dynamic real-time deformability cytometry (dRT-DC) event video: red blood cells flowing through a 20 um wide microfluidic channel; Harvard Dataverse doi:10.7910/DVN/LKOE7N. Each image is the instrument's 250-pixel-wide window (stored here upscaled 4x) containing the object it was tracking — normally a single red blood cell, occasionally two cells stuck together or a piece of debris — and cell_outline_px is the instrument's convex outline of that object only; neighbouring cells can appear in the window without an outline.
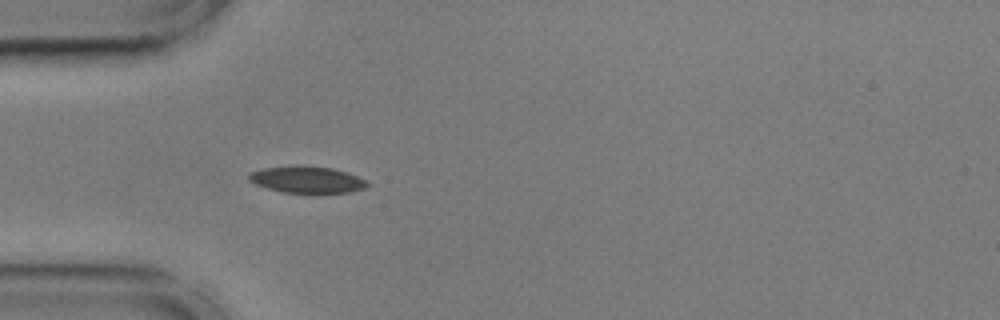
{"species": "common noctule bat (a hibernating species)", "species_latin": "Nyctalus noctula", "temperature_condition": "cold", "stored_images_in_passage": 40, "camera_frame_rate_fps": 3000, "um_per_image_px": 0.085, "animal": {"sex": "male", "body_mass_g": 17.9, "forearm_length_mm": 54.2}, "frame": {"image": 1, "passage_image": 1, "time_ms": 0.0, "image_size_px": [1000, 320], "cell_outline_px": [[368, 184], [364, 188], [348, 192], [320, 196], [312, 196], [284, 192], [268, 188], [256, 184], [248, 180], [248, 172], [260, 168], [296, 164], [332, 168], [356, 176], [364, 180]], "centroid_in_image_um": [26.04, 15.3], "position_along_channel_um": 59.0, "area_um2": 19.31}}
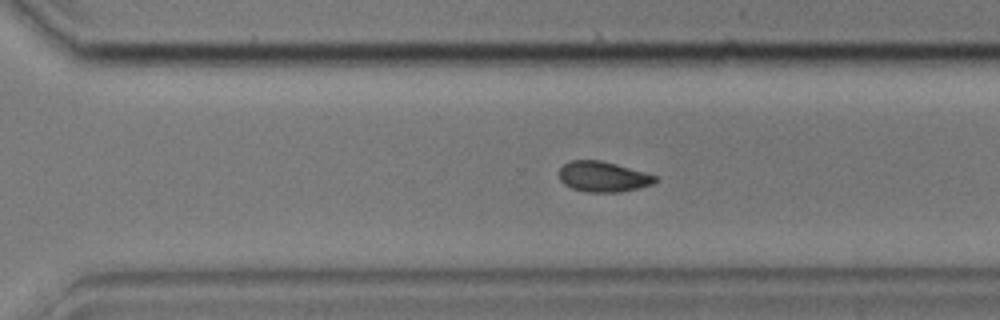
{"frame": {"image": 2, "passage_image": 23, "time_ms": 7.333, "image_size_px": [1000, 320], "cell_outline_px": [[656, 180], [652, 184], [620, 192], [588, 192], [572, 188], [564, 184], [560, 180], [560, 168], [568, 160], [600, 160], [616, 164], [644, 172], [656, 176]], "centroid_in_image_um": [51.22, 15.01], "position_along_channel_um": 319.4, "area_um2": 16.82}}
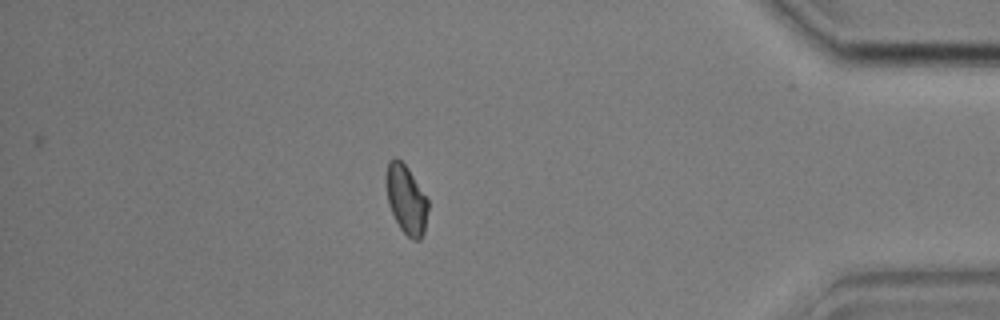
{"frame": {"image": 3, "passage_image": 33, "time_ms": 10.667, "image_size_px": [1000, 320], "cell_outline_px": [[428, 208], [424, 232], [420, 240], [412, 240], [400, 228], [388, 204], [384, 176], [388, 160], [392, 156], [396, 156], [408, 168], [428, 200]], "centroid_in_image_um": [34.49, 16.91], "position_along_channel_um": 400.7, "area_um2": 16.99}}